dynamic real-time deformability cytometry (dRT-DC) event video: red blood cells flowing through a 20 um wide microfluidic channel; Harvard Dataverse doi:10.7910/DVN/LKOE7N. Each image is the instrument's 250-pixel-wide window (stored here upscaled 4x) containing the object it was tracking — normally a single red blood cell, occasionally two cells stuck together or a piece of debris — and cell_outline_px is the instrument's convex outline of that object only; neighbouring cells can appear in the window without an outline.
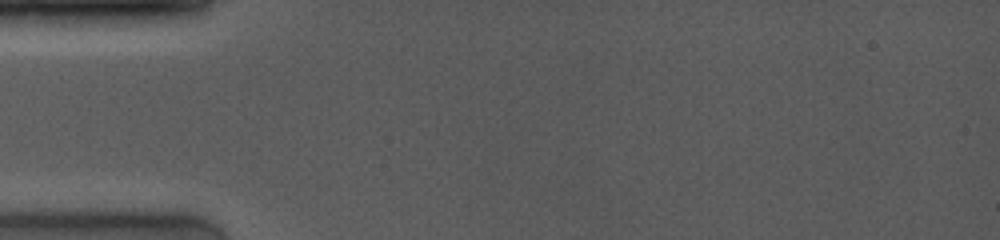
{"species": "common noctule bat (a hibernating species)", "species_latin": "Nyctalus noctula", "temperature_condition": "room temperature", "stored_images_in_passage": 1, "camera_frame_rate_fps": 4000, "um_per_image_px": 0.085, "animal": {"sex": "female", "body_mass_g": 19.0, "forearm_length_mm": 53.3}, "frame": {"image": 1, "passage_image": 1, "time_ms": 0.0, "image_size_px": [1000, 240], "cell_outline_px": [[712, 172], [708, 180], [664, 204], [648, 200], [636, 184], [652, 168], [692, 160], [696, 160]], "centroid_in_image_um": [57.18, 15.35], "position_along_channel_um": 27.8, "area_um2": 14.57}}